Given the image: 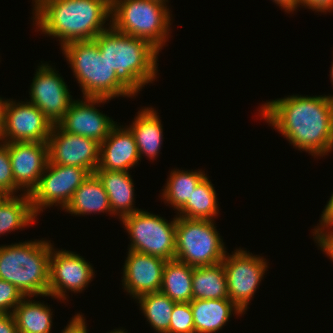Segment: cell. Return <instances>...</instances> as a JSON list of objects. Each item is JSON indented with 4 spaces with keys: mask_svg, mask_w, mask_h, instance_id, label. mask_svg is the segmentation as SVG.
<instances>
[{
    "mask_svg": "<svg viewBox=\"0 0 333 333\" xmlns=\"http://www.w3.org/2000/svg\"><path fill=\"white\" fill-rule=\"evenodd\" d=\"M33 1L37 31L59 38L61 48L73 41H92L111 27V22L105 25L111 20V0Z\"/></svg>",
    "mask_w": 333,
    "mask_h": 333,
    "instance_id": "cell-2",
    "label": "cell"
},
{
    "mask_svg": "<svg viewBox=\"0 0 333 333\" xmlns=\"http://www.w3.org/2000/svg\"><path fill=\"white\" fill-rule=\"evenodd\" d=\"M206 176L201 170L173 169L167 178L161 199H164L165 204L168 203L179 211L190 200L192 192Z\"/></svg>",
    "mask_w": 333,
    "mask_h": 333,
    "instance_id": "cell-27",
    "label": "cell"
},
{
    "mask_svg": "<svg viewBox=\"0 0 333 333\" xmlns=\"http://www.w3.org/2000/svg\"><path fill=\"white\" fill-rule=\"evenodd\" d=\"M110 333H127V332L125 331V329L123 330V329L117 328V329H114L113 331H110Z\"/></svg>",
    "mask_w": 333,
    "mask_h": 333,
    "instance_id": "cell-40",
    "label": "cell"
},
{
    "mask_svg": "<svg viewBox=\"0 0 333 333\" xmlns=\"http://www.w3.org/2000/svg\"><path fill=\"white\" fill-rule=\"evenodd\" d=\"M51 250L52 243L42 239L0 245V279L24 296L47 297Z\"/></svg>",
    "mask_w": 333,
    "mask_h": 333,
    "instance_id": "cell-4",
    "label": "cell"
},
{
    "mask_svg": "<svg viewBox=\"0 0 333 333\" xmlns=\"http://www.w3.org/2000/svg\"><path fill=\"white\" fill-rule=\"evenodd\" d=\"M168 6L151 0H111V27L119 33L146 40L161 51L170 36Z\"/></svg>",
    "mask_w": 333,
    "mask_h": 333,
    "instance_id": "cell-6",
    "label": "cell"
},
{
    "mask_svg": "<svg viewBox=\"0 0 333 333\" xmlns=\"http://www.w3.org/2000/svg\"><path fill=\"white\" fill-rule=\"evenodd\" d=\"M25 296L13 311L18 333H52V311L50 305L31 300Z\"/></svg>",
    "mask_w": 333,
    "mask_h": 333,
    "instance_id": "cell-25",
    "label": "cell"
},
{
    "mask_svg": "<svg viewBox=\"0 0 333 333\" xmlns=\"http://www.w3.org/2000/svg\"><path fill=\"white\" fill-rule=\"evenodd\" d=\"M24 297L15 285L0 279V313L12 314Z\"/></svg>",
    "mask_w": 333,
    "mask_h": 333,
    "instance_id": "cell-32",
    "label": "cell"
},
{
    "mask_svg": "<svg viewBox=\"0 0 333 333\" xmlns=\"http://www.w3.org/2000/svg\"><path fill=\"white\" fill-rule=\"evenodd\" d=\"M315 242L333 262V230L324 233Z\"/></svg>",
    "mask_w": 333,
    "mask_h": 333,
    "instance_id": "cell-36",
    "label": "cell"
},
{
    "mask_svg": "<svg viewBox=\"0 0 333 333\" xmlns=\"http://www.w3.org/2000/svg\"><path fill=\"white\" fill-rule=\"evenodd\" d=\"M64 210L78 216L101 212L114 215L103 184L95 174H90L80 185Z\"/></svg>",
    "mask_w": 333,
    "mask_h": 333,
    "instance_id": "cell-22",
    "label": "cell"
},
{
    "mask_svg": "<svg viewBox=\"0 0 333 333\" xmlns=\"http://www.w3.org/2000/svg\"><path fill=\"white\" fill-rule=\"evenodd\" d=\"M85 318L78 313L70 320L61 333H88Z\"/></svg>",
    "mask_w": 333,
    "mask_h": 333,
    "instance_id": "cell-35",
    "label": "cell"
},
{
    "mask_svg": "<svg viewBox=\"0 0 333 333\" xmlns=\"http://www.w3.org/2000/svg\"><path fill=\"white\" fill-rule=\"evenodd\" d=\"M193 267L177 259L167 260L162 273L160 292L176 303L191 302Z\"/></svg>",
    "mask_w": 333,
    "mask_h": 333,
    "instance_id": "cell-23",
    "label": "cell"
},
{
    "mask_svg": "<svg viewBox=\"0 0 333 333\" xmlns=\"http://www.w3.org/2000/svg\"><path fill=\"white\" fill-rule=\"evenodd\" d=\"M132 124L128 127L137 144L140 161L142 156L156 159L163 143V128L158 112L152 107H143L137 112Z\"/></svg>",
    "mask_w": 333,
    "mask_h": 333,
    "instance_id": "cell-21",
    "label": "cell"
},
{
    "mask_svg": "<svg viewBox=\"0 0 333 333\" xmlns=\"http://www.w3.org/2000/svg\"><path fill=\"white\" fill-rule=\"evenodd\" d=\"M84 100H73L58 125L66 132L79 135L102 143L117 124L110 117L100 112L96 104L111 99L102 97H83Z\"/></svg>",
    "mask_w": 333,
    "mask_h": 333,
    "instance_id": "cell-15",
    "label": "cell"
},
{
    "mask_svg": "<svg viewBox=\"0 0 333 333\" xmlns=\"http://www.w3.org/2000/svg\"><path fill=\"white\" fill-rule=\"evenodd\" d=\"M151 1H156V2H159V3H161V4L165 5V6H167V3H166V2H168V3H169V1H168V0H151Z\"/></svg>",
    "mask_w": 333,
    "mask_h": 333,
    "instance_id": "cell-41",
    "label": "cell"
},
{
    "mask_svg": "<svg viewBox=\"0 0 333 333\" xmlns=\"http://www.w3.org/2000/svg\"><path fill=\"white\" fill-rule=\"evenodd\" d=\"M7 102H8V99L3 100L2 97H0V135H1L2 129L4 127L5 109H6Z\"/></svg>",
    "mask_w": 333,
    "mask_h": 333,
    "instance_id": "cell-39",
    "label": "cell"
},
{
    "mask_svg": "<svg viewBox=\"0 0 333 333\" xmlns=\"http://www.w3.org/2000/svg\"><path fill=\"white\" fill-rule=\"evenodd\" d=\"M62 53L78 81L83 97H134L117 79L116 72L102 56L97 43L73 41L65 44Z\"/></svg>",
    "mask_w": 333,
    "mask_h": 333,
    "instance_id": "cell-5",
    "label": "cell"
},
{
    "mask_svg": "<svg viewBox=\"0 0 333 333\" xmlns=\"http://www.w3.org/2000/svg\"><path fill=\"white\" fill-rule=\"evenodd\" d=\"M136 301L140 304L139 310H142L141 313L146 317L148 324L156 332L167 333L169 331L173 307L176 302L160 291L141 295Z\"/></svg>",
    "mask_w": 333,
    "mask_h": 333,
    "instance_id": "cell-29",
    "label": "cell"
},
{
    "mask_svg": "<svg viewBox=\"0 0 333 333\" xmlns=\"http://www.w3.org/2000/svg\"><path fill=\"white\" fill-rule=\"evenodd\" d=\"M176 219L177 216L168 222L144 210L124 216L120 220L130 235L128 249L165 260L175 259Z\"/></svg>",
    "mask_w": 333,
    "mask_h": 333,
    "instance_id": "cell-8",
    "label": "cell"
},
{
    "mask_svg": "<svg viewBox=\"0 0 333 333\" xmlns=\"http://www.w3.org/2000/svg\"><path fill=\"white\" fill-rule=\"evenodd\" d=\"M53 124L32 103L8 99L0 140L4 142L47 143Z\"/></svg>",
    "mask_w": 333,
    "mask_h": 333,
    "instance_id": "cell-13",
    "label": "cell"
},
{
    "mask_svg": "<svg viewBox=\"0 0 333 333\" xmlns=\"http://www.w3.org/2000/svg\"><path fill=\"white\" fill-rule=\"evenodd\" d=\"M0 333H18L13 314L0 313Z\"/></svg>",
    "mask_w": 333,
    "mask_h": 333,
    "instance_id": "cell-37",
    "label": "cell"
},
{
    "mask_svg": "<svg viewBox=\"0 0 333 333\" xmlns=\"http://www.w3.org/2000/svg\"><path fill=\"white\" fill-rule=\"evenodd\" d=\"M193 299H229L227 278L222 262L193 267L192 274Z\"/></svg>",
    "mask_w": 333,
    "mask_h": 333,
    "instance_id": "cell-24",
    "label": "cell"
},
{
    "mask_svg": "<svg viewBox=\"0 0 333 333\" xmlns=\"http://www.w3.org/2000/svg\"><path fill=\"white\" fill-rule=\"evenodd\" d=\"M89 176L90 173L84 168L48 161L37 186L29 194L35 215H40L41 211L53 205L64 210L74 192Z\"/></svg>",
    "mask_w": 333,
    "mask_h": 333,
    "instance_id": "cell-9",
    "label": "cell"
},
{
    "mask_svg": "<svg viewBox=\"0 0 333 333\" xmlns=\"http://www.w3.org/2000/svg\"><path fill=\"white\" fill-rule=\"evenodd\" d=\"M195 333H216L232 314H244L230 299H193L190 302Z\"/></svg>",
    "mask_w": 333,
    "mask_h": 333,
    "instance_id": "cell-19",
    "label": "cell"
},
{
    "mask_svg": "<svg viewBox=\"0 0 333 333\" xmlns=\"http://www.w3.org/2000/svg\"><path fill=\"white\" fill-rule=\"evenodd\" d=\"M304 6L308 9H313L315 12H331L333 11V0H299V7Z\"/></svg>",
    "mask_w": 333,
    "mask_h": 333,
    "instance_id": "cell-34",
    "label": "cell"
},
{
    "mask_svg": "<svg viewBox=\"0 0 333 333\" xmlns=\"http://www.w3.org/2000/svg\"><path fill=\"white\" fill-rule=\"evenodd\" d=\"M47 143L50 163L84 168L90 174L98 168L100 143L93 139L70 134L55 124Z\"/></svg>",
    "mask_w": 333,
    "mask_h": 333,
    "instance_id": "cell-14",
    "label": "cell"
},
{
    "mask_svg": "<svg viewBox=\"0 0 333 333\" xmlns=\"http://www.w3.org/2000/svg\"><path fill=\"white\" fill-rule=\"evenodd\" d=\"M94 41L116 72L117 79L134 96L156 80L159 51L146 40L119 33L110 27Z\"/></svg>",
    "mask_w": 333,
    "mask_h": 333,
    "instance_id": "cell-3",
    "label": "cell"
},
{
    "mask_svg": "<svg viewBox=\"0 0 333 333\" xmlns=\"http://www.w3.org/2000/svg\"><path fill=\"white\" fill-rule=\"evenodd\" d=\"M18 196H6L0 201V235L22 230L36 221L29 194L21 193Z\"/></svg>",
    "mask_w": 333,
    "mask_h": 333,
    "instance_id": "cell-26",
    "label": "cell"
},
{
    "mask_svg": "<svg viewBox=\"0 0 333 333\" xmlns=\"http://www.w3.org/2000/svg\"><path fill=\"white\" fill-rule=\"evenodd\" d=\"M260 116L296 149L312 156L333 150V95H289L261 105Z\"/></svg>",
    "mask_w": 333,
    "mask_h": 333,
    "instance_id": "cell-1",
    "label": "cell"
},
{
    "mask_svg": "<svg viewBox=\"0 0 333 333\" xmlns=\"http://www.w3.org/2000/svg\"><path fill=\"white\" fill-rule=\"evenodd\" d=\"M222 264L226 273L229 299L245 313L268 268L267 261L239 248L232 252V255L226 252Z\"/></svg>",
    "mask_w": 333,
    "mask_h": 333,
    "instance_id": "cell-10",
    "label": "cell"
},
{
    "mask_svg": "<svg viewBox=\"0 0 333 333\" xmlns=\"http://www.w3.org/2000/svg\"><path fill=\"white\" fill-rule=\"evenodd\" d=\"M52 245L50 255L49 295L63 302L67 290L73 293L84 291L94 278V269L82 256L68 250H57Z\"/></svg>",
    "mask_w": 333,
    "mask_h": 333,
    "instance_id": "cell-11",
    "label": "cell"
},
{
    "mask_svg": "<svg viewBox=\"0 0 333 333\" xmlns=\"http://www.w3.org/2000/svg\"><path fill=\"white\" fill-rule=\"evenodd\" d=\"M279 7L283 8L285 12L290 13L296 11L299 7V0H272Z\"/></svg>",
    "mask_w": 333,
    "mask_h": 333,
    "instance_id": "cell-38",
    "label": "cell"
},
{
    "mask_svg": "<svg viewBox=\"0 0 333 333\" xmlns=\"http://www.w3.org/2000/svg\"><path fill=\"white\" fill-rule=\"evenodd\" d=\"M330 79H331V82H332V85H333V62H332V67L330 69Z\"/></svg>",
    "mask_w": 333,
    "mask_h": 333,
    "instance_id": "cell-42",
    "label": "cell"
},
{
    "mask_svg": "<svg viewBox=\"0 0 333 333\" xmlns=\"http://www.w3.org/2000/svg\"><path fill=\"white\" fill-rule=\"evenodd\" d=\"M94 174L102 182L108 195L109 205L119 219L140 211L134 206V183L129 172L95 170Z\"/></svg>",
    "mask_w": 333,
    "mask_h": 333,
    "instance_id": "cell-20",
    "label": "cell"
},
{
    "mask_svg": "<svg viewBox=\"0 0 333 333\" xmlns=\"http://www.w3.org/2000/svg\"><path fill=\"white\" fill-rule=\"evenodd\" d=\"M37 67L30 85L28 102L34 104L53 125L58 124L74 99L56 69L42 62Z\"/></svg>",
    "mask_w": 333,
    "mask_h": 333,
    "instance_id": "cell-12",
    "label": "cell"
},
{
    "mask_svg": "<svg viewBox=\"0 0 333 333\" xmlns=\"http://www.w3.org/2000/svg\"><path fill=\"white\" fill-rule=\"evenodd\" d=\"M167 333H195L190 302L175 303Z\"/></svg>",
    "mask_w": 333,
    "mask_h": 333,
    "instance_id": "cell-31",
    "label": "cell"
},
{
    "mask_svg": "<svg viewBox=\"0 0 333 333\" xmlns=\"http://www.w3.org/2000/svg\"><path fill=\"white\" fill-rule=\"evenodd\" d=\"M18 190L21 192L12 174L8 142L0 140V191L6 196H14Z\"/></svg>",
    "mask_w": 333,
    "mask_h": 333,
    "instance_id": "cell-30",
    "label": "cell"
},
{
    "mask_svg": "<svg viewBox=\"0 0 333 333\" xmlns=\"http://www.w3.org/2000/svg\"><path fill=\"white\" fill-rule=\"evenodd\" d=\"M214 220L176 219L175 259L192 267L223 261L227 251Z\"/></svg>",
    "mask_w": 333,
    "mask_h": 333,
    "instance_id": "cell-7",
    "label": "cell"
},
{
    "mask_svg": "<svg viewBox=\"0 0 333 333\" xmlns=\"http://www.w3.org/2000/svg\"><path fill=\"white\" fill-rule=\"evenodd\" d=\"M140 156L134 136L128 126L116 124L100 144V160L96 170L129 172L139 163Z\"/></svg>",
    "mask_w": 333,
    "mask_h": 333,
    "instance_id": "cell-18",
    "label": "cell"
},
{
    "mask_svg": "<svg viewBox=\"0 0 333 333\" xmlns=\"http://www.w3.org/2000/svg\"><path fill=\"white\" fill-rule=\"evenodd\" d=\"M167 260L128 250L124 263L122 285L124 290L137 299L139 296L160 291L163 268Z\"/></svg>",
    "mask_w": 333,
    "mask_h": 333,
    "instance_id": "cell-16",
    "label": "cell"
},
{
    "mask_svg": "<svg viewBox=\"0 0 333 333\" xmlns=\"http://www.w3.org/2000/svg\"><path fill=\"white\" fill-rule=\"evenodd\" d=\"M8 151L15 184L23 193L30 194L49 161L48 143L11 142Z\"/></svg>",
    "mask_w": 333,
    "mask_h": 333,
    "instance_id": "cell-17",
    "label": "cell"
},
{
    "mask_svg": "<svg viewBox=\"0 0 333 333\" xmlns=\"http://www.w3.org/2000/svg\"><path fill=\"white\" fill-rule=\"evenodd\" d=\"M177 213L176 216L187 219L213 221L217 217L219 214L217 194L208 176L196 186L190 200Z\"/></svg>",
    "mask_w": 333,
    "mask_h": 333,
    "instance_id": "cell-28",
    "label": "cell"
},
{
    "mask_svg": "<svg viewBox=\"0 0 333 333\" xmlns=\"http://www.w3.org/2000/svg\"><path fill=\"white\" fill-rule=\"evenodd\" d=\"M320 226H316L312 231L313 239L316 241L324 233L333 230V193L321 214ZM332 228V229H331Z\"/></svg>",
    "mask_w": 333,
    "mask_h": 333,
    "instance_id": "cell-33",
    "label": "cell"
},
{
    "mask_svg": "<svg viewBox=\"0 0 333 333\" xmlns=\"http://www.w3.org/2000/svg\"><path fill=\"white\" fill-rule=\"evenodd\" d=\"M5 197H6V195L0 191V201H2Z\"/></svg>",
    "mask_w": 333,
    "mask_h": 333,
    "instance_id": "cell-43",
    "label": "cell"
}]
</instances>
